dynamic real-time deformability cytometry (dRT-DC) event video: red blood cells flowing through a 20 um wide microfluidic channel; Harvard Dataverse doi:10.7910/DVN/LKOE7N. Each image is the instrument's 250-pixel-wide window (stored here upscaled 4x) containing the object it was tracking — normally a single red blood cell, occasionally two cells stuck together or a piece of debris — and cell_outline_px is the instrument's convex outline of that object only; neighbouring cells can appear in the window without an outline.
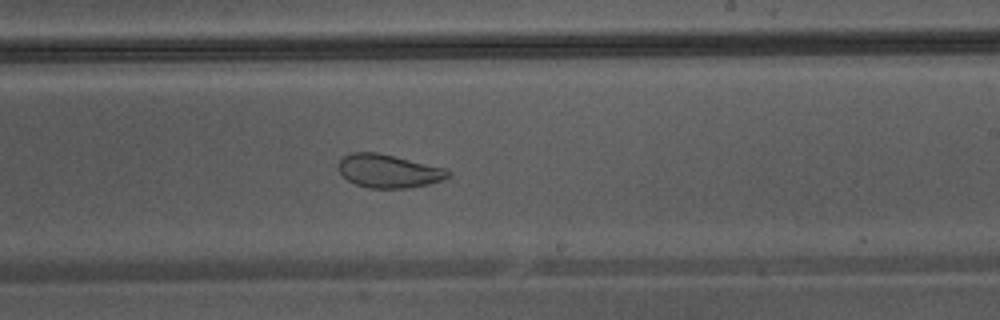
{"species": "Egyptian fruit bat (a non-hibernating species)", "species_latin": "Rousettus aegyptiacus", "temperature_condition": "warm", "stored_images_in_passage": 30, "camera_frame_rate_fps": 3000, "um_per_image_px": 0.085, "animal": {"sex": "male"}, "frame": {"image": 1, "passage_image": 29, "time_ms": 9.333, "image_size_px": [1000, 320], "cell_outline_px": [[452, 172], [444, 180], [412, 188], [368, 188], [356, 184], [348, 180], [340, 172], [340, 160], [344, 156], [352, 152], [376, 152], [444, 168]], "centroid_in_image_um": [33.05, 14.55], "position_along_channel_um": 256.0, "area_um2": 21.04}}